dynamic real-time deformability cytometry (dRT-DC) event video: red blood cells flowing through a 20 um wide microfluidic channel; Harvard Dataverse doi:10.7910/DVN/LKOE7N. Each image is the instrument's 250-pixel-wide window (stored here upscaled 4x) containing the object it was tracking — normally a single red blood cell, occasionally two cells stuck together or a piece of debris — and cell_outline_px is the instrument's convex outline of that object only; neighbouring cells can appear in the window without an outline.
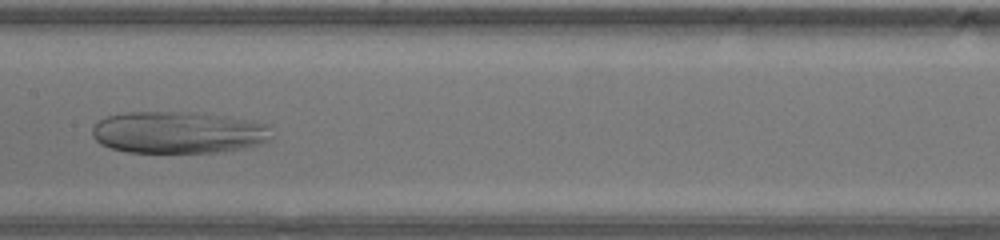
{"species": "human", "species_latin": "Homo sapiens", "temperature_condition": "warm", "stored_images_in_passage": 31, "camera_frame_rate_fps": 3000, "um_per_image_px": 0.085, "donor": {"sex": "male"}, "frame": {"image": 1, "passage_image": 10, "time_ms": 3.0, "image_size_px": [1000, 240], "cell_outline_px": [[272, 136], [268, 140], [252, 148], [216, 152], [128, 152], [108, 148], [100, 144], [92, 136], [92, 128], [100, 120], [108, 116], [128, 112], [196, 112], [252, 120], [264, 124], [268, 128]], "centroid_in_image_um": [15.16, 11.26], "position_along_channel_um": 192.2, "area_um2": 44.04}}
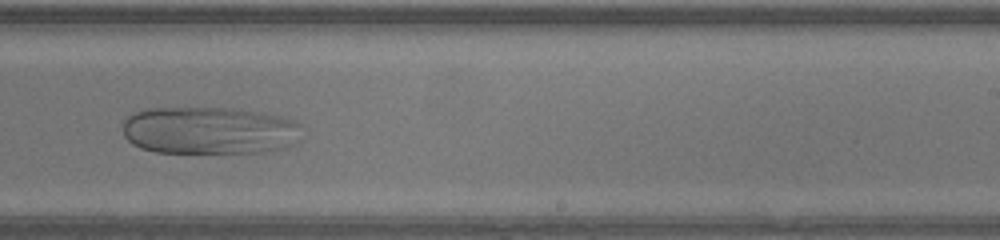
{"frame": {"image": 2, "passage_image": 15, "time_ms": 4.667, "image_size_px": [1000, 240], "cell_outline_px": [[300, 140], [288, 148], [264, 152], [156, 152], [140, 148], [132, 144], [124, 136], [124, 120], [128, 116], [144, 108], [232, 108], [256, 112], [276, 116], [292, 120], [300, 124]], "centroid_in_image_um": [17.79, 11.1], "position_along_channel_um": 271.2, "area_um2": 49.71}}
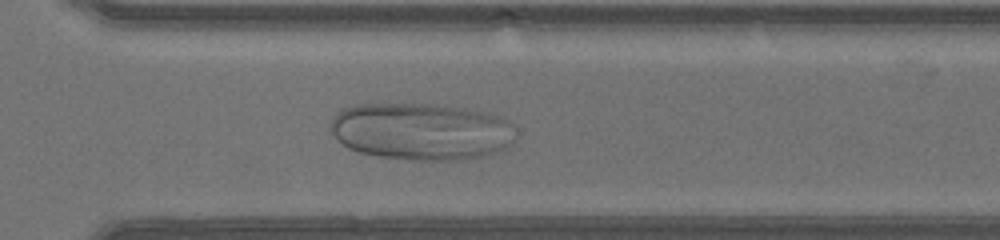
{"frame": {"image": 3, "passage_image": 19, "time_ms": 6.0, "image_size_px": [1000, 240], "cell_outline_px": [[516, 136], [512, 144], [504, 148], [480, 156], [460, 160], [416, 160], [380, 156], [360, 152], [348, 148], [332, 132], [328, 124], [332, 116], [336, 112], [344, 108], [356, 104], [444, 104], [492, 112], [508, 120], [512, 124], [516, 132]], "centroid_in_image_um": [35.84, 11.14], "position_along_channel_um": 334.8, "area_um2": 62.25}}